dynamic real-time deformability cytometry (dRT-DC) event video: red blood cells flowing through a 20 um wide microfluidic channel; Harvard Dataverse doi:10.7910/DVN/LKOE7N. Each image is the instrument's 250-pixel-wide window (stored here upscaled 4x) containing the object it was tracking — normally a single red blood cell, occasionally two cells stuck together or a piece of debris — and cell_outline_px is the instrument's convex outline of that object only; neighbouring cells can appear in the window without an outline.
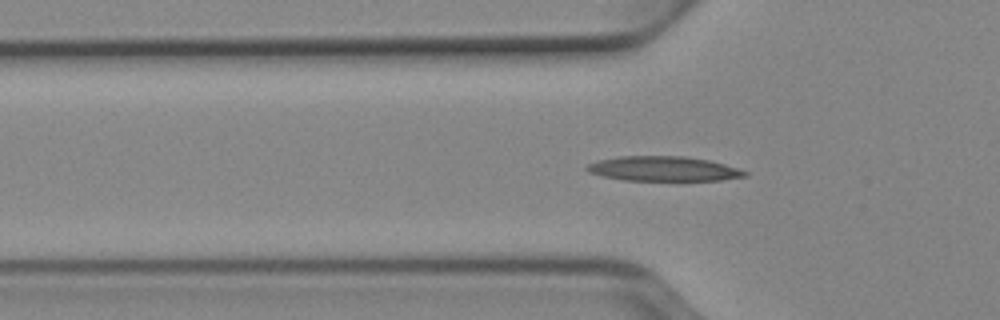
{"species": "Egyptian fruit bat (a non-hibernating species)", "species_latin": "Rousettus aegyptiacus", "temperature_condition": "cold", "stored_images_in_passage": 38, "segment_of_instrument_passage": [1, 2], "camera_frame_rate_fps": 3000, "um_per_image_px": 0.085, "animal": {"sex": "female"}, "frame": {"image": 1, "passage_image": 2, "time_ms": 0.333, "image_size_px": [1000, 320], "cell_outline_px": [[748, 176], [720, 180], [624, 180], [600, 176], [588, 172], [584, 168], [588, 164], [600, 160], [620, 156], [684, 156], [708, 160], [724, 164], [748, 172]], "centroid_in_image_um": [56.36, 14.34], "position_along_channel_um": 69.4, "area_um2": 22.66}}
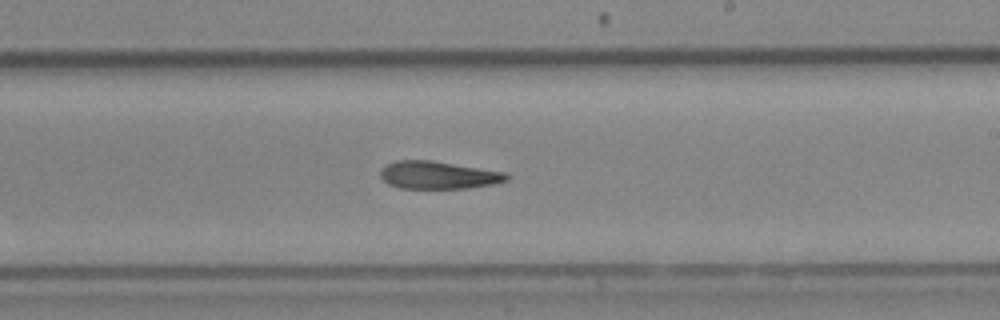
{"frame": {"image": 2, "passage_image": 16, "time_ms": 5.0, "image_size_px": [1000, 320], "cell_outline_px": [[508, 180], [492, 184], [468, 188], [400, 188], [388, 184], [380, 176], [380, 168], [384, 164], [396, 160], [432, 160], [504, 172], [508, 176]], "centroid_in_image_um": [37.18, 14.87], "position_along_channel_um": 251.8, "area_um2": 20.35}}
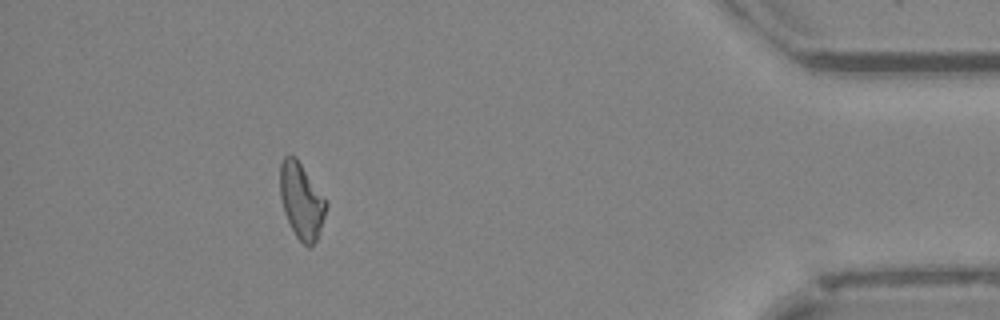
{"frame": {"image": 3, "passage_image": 32, "time_ms": 10.333, "image_size_px": [1000, 320], "cell_outline_px": [[328, 204], [316, 240], [308, 248], [296, 236], [284, 212], [280, 196], [280, 164], [284, 156], [296, 156]], "centroid_in_image_um": [25.6, 17.05], "position_along_channel_um": 409.6, "area_um2": 19.88}}